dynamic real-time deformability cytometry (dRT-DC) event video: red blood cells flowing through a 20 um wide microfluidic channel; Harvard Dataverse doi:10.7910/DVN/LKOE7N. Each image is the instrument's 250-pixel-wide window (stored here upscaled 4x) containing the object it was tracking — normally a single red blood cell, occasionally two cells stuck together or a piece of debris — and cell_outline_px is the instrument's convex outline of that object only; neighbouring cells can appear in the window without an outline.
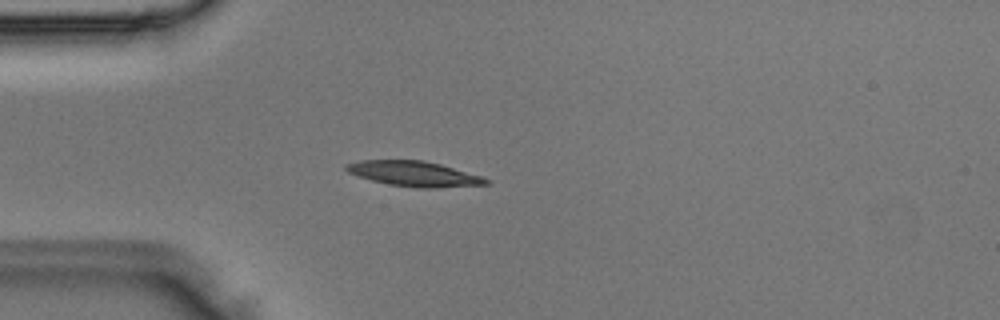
{"species": "Egyptian fruit bat (a non-hibernating species)", "species_latin": "Rousettus aegyptiacus", "temperature_condition": "room temperature", "stored_images_in_passage": 45, "camera_frame_rate_fps": 3000, "um_per_image_px": 0.085, "animal": {"sex": "male"}, "frame": {"image": 1, "passage_image": 10, "time_ms": 3.0, "image_size_px": [1000, 320], "cell_outline_px": [[492, 184], [436, 188], [416, 188], [388, 184], [372, 180], [348, 172], [344, 168], [344, 164], [360, 160], [424, 160], [440, 164], [484, 176], [492, 180]], "centroid_in_image_um": [35.27, 14.77], "position_along_channel_um": 49.7, "area_um2": 20.75}}
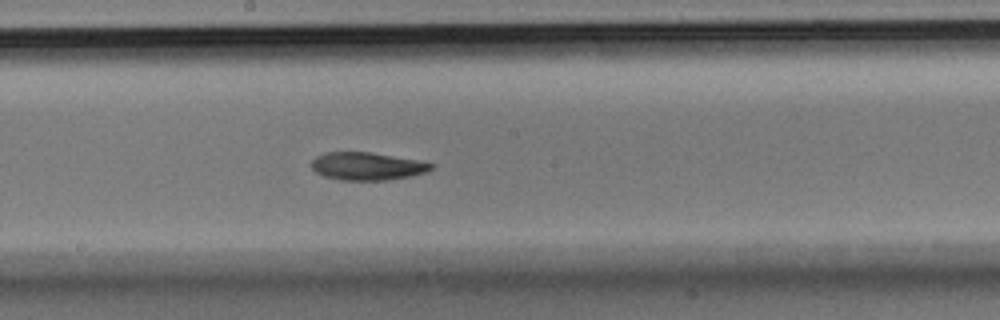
{"frame": {"image": 2, "passage_image": 23, "time_ms": 7.333, "image_size_px": [1000, 320], "cell_outline_px": [[436, 164], [428, 172], [412, 176], [388, 180], [340, 180], [324, 176], [316, 172], [312, 168], [312, 160], [316, 156], [324, 152], [372, 152], [420, 160]], "centroid_in_image_um": [31.25, 14.12], "position_along_channel_um": 216.9, "area_um2": 19.65}}
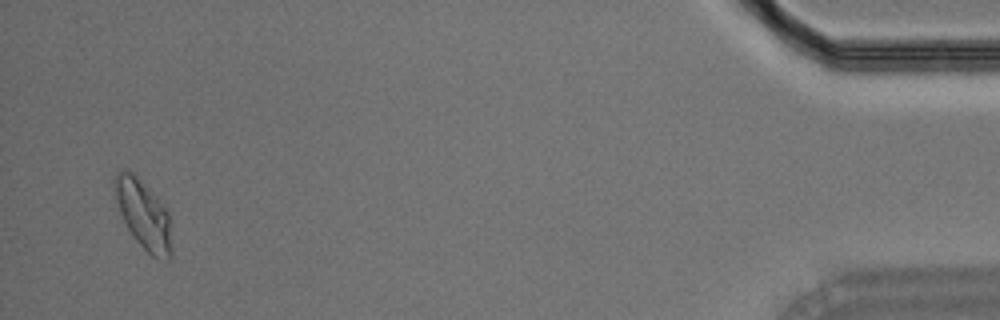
{"frame": {"image": 3, "passage_image": 44, "time_ms": 14.333, "image_size_px": [1000, 320], "cell_outline_px": [[172, 256], [168, 260], [156, 260], [132, 236], [120, 212], [116, 200], [112, 184], [112, 180], [116, 172], [132, 172], [164, 204], [168, 212], [172, 248]], "centroid_in_image_um": [12.21, 18.27], "position_along_channel_um": 423.0, "area_um2": 22.83}}